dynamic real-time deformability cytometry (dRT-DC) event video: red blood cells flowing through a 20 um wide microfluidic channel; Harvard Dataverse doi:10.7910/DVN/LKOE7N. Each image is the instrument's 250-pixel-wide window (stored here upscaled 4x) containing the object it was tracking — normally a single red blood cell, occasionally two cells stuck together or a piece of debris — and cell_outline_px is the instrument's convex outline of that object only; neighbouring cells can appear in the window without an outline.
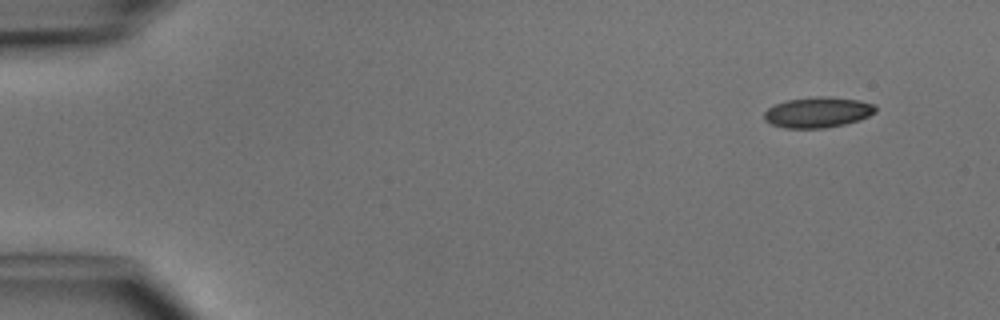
{"species": "common noctule bat (a hibernating species)", "species_latin": "Nyctalus noctula", "temperature_condition": "cold", "stored_images_in_passage": 3, "camera_frame_rate_fps": 3000, "um_per_image_px": 0.085, "animal": {"sex": "male", "body_mass_g": 15.6}, "frame": {"image": 1, "passage_image": 1, "time_ms": 0.0, "image_size_px": [1000, 320], "cell_outline_px": [[876, 112], [860, 120], [844, 124], [824, 128], [784, 128], [772, 124], [764, 120], [764, 112], [768, 108], [776, 104], [788, 100], [816, 96], [824, 96], [856, 100], [876, 104]], "centroid_in_image_um": [69.51, 9.55], "position_along_channel_um": 15.5, "area_um2": 19.77}}
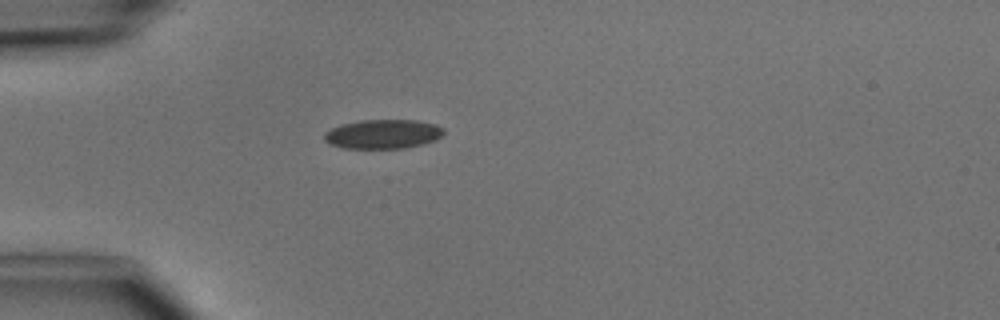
{"frame": {"image": 2, "passage_image": 3, "time_ms": 3.333, "image_size_px": [1000, 320], "cell_outline_px": [[444, 132], [436, 140], [424, 144], [404, 148], [344, 148], [328, 144], [324, 140], [324, 132], [340, 124], [360, 120], [416, 120], [436, 124], [444, 128]], "centroid_in_image_um": [32.54, 11.39], "position_along_channel_um": 52.5, "area_um2": 20.52}}